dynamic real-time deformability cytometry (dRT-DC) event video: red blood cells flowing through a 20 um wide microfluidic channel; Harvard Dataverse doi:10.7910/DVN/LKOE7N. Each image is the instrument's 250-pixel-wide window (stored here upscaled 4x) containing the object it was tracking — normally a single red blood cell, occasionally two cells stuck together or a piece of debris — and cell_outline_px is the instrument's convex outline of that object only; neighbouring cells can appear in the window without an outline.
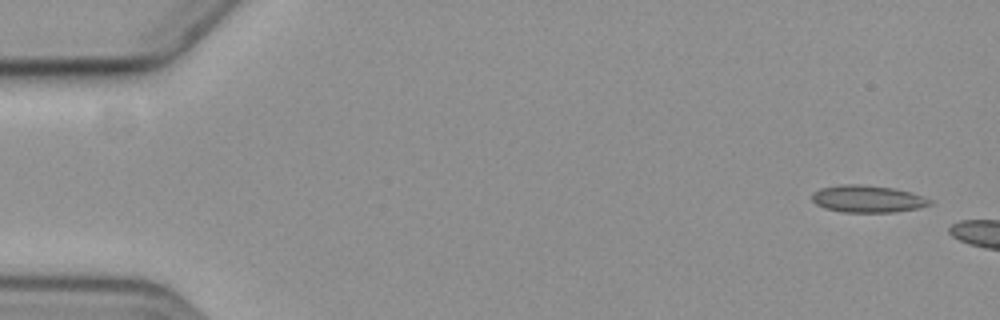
{"species": "common noctule bat (a hibernating species)", "species_latin": "Nyctalus noctula", "temperature_condition": "cold", "stored_images_in_passage": 2, "camera_frame_rate_fps": 3000, "um_per_image_px": 0.085, "animal": {"sex": "female", "body_mass_g": 19.3, "forearm_length_mm": 54.1}, "frame": {"image": 1, "passage_image": 1, "time_ms": 0.0, "image_size_px": [1000, 320], "cell_outline_px": [[932, 204], [916, 208], [892, 212], [844, 212], [824, 208], [816, 204], [812, 200], [812, 192], [820, 188], [840, 184], [860, 184], [892, 188], [908, 192], [932, 200]], "centroid_in_image_um": [73.67, 16.9], "position_along_channel_um": 11.3, "area_um2": 18.44}}